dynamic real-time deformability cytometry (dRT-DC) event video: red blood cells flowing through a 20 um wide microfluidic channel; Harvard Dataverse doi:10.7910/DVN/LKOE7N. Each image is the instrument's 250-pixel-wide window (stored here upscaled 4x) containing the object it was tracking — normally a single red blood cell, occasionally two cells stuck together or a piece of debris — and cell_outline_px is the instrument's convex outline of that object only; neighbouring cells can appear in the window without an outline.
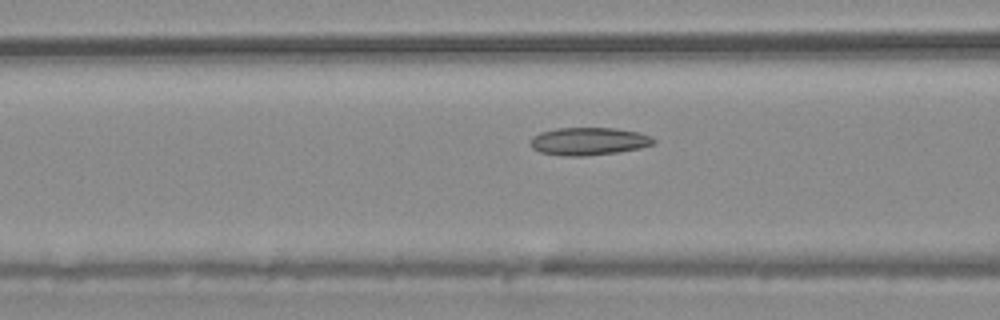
{"species": "common noctule bat (a hibernating species)", "species_latin": "Nyctalus noctula", "temperature_condition": "warm", "stored_images_in_passage": 35, "camera_frame_rate_fps": 3000, "um_per_image_px": 0.085, "animal": {"sex": "male", "body_mass_g": 20.4}, "frame": {"image": 1, "passage_image": 10, "time_ms": 3.0, "image_size_px": [1000, 320], "cell_outline_px": [[656, 144], [640, 148], [620, 152], [584, 156], [568, 156], [540, 152], [532, 148], [528, 144], [528, 140], [532, 136], [540, 132], [556, 128], [616, 128], [640, 132], [652, 136], [656, 140]], "centroid_in_image_um": [50.05, 12.0], "position_along_channel_um": 116.6, "area_um2": 20.29}}
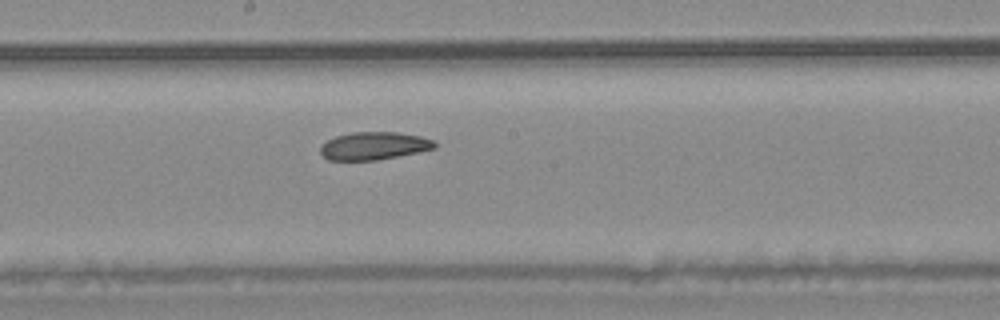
{"frame": {"image": 2, "passage_image": 18, "time_ms": 5.667, "image_size_px": [1000, 320], "cell_outline_px": [[436, 148], [376, 160], [328, 160], [320, 152], [320, 144], [336, 136], [352, 132], [396, 132], [420, 136], [432, 140], [436, 144]], "centroid_in_image_um": [31.74, 12.39], "position_along_channel_um": 216.5, "area_um2": 18.32}}
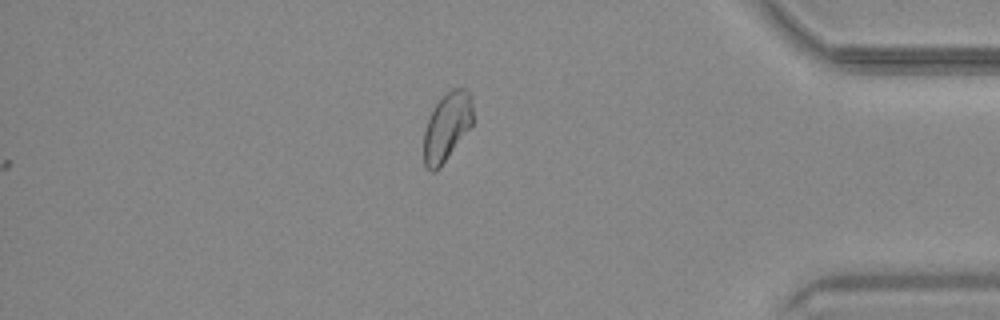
{"frame": {"image": 3, "passage_image": 35, "time_ms": 11.333, "image_size_px": [1000, 320], "cell_outline_px": [[472, 124], [440, 168], [436, 172], [432, 172], [424, 164], [424, 132], [428, 120], [436, 104], [452, 88], [468, 88], [472, 96]], "centroid_in_image_um": [38.0, 10.77], "position_along_channel_um": 397.2, "area_um2": 19.31}, "authors_computed_cell_mechanics": {"area_um2": 19.1318, "velocity_mm_per_s": 3.751, "shape_relaxation_time_tau1_ms": null, "shape_relaxation_time_tau2_ms": 4.2691, "deformation_change_tau1": null, "deformation_change_tau2": 0.0805}}